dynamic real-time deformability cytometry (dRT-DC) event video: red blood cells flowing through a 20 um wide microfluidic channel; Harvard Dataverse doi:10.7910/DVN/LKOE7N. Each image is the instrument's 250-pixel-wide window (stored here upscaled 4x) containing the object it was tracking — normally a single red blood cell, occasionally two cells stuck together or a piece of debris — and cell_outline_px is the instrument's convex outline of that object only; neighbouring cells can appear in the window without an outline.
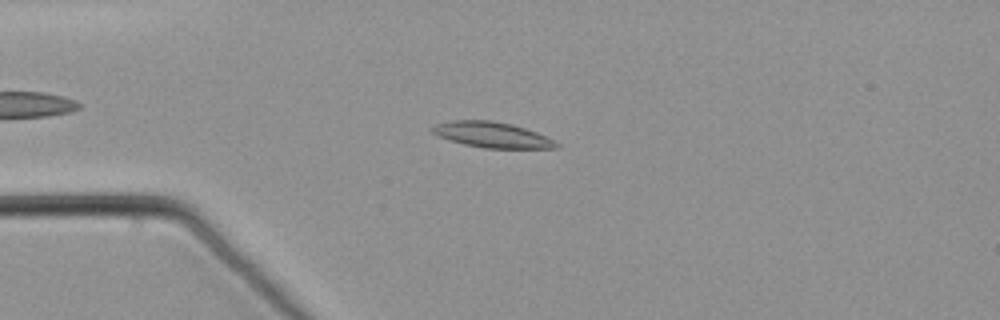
{"species": "common noctule bat (a hibernating species)", "species_latin": "Nyctalus noctula", "temperature_condition": "warm", "stored_images_in_passage": 58, "camera_frame_rate_fps": 3000, "um_per_image_px": 0.085, "animal": {"sex": "male", "body_mass_g": 21.5, "forearm_length_mm": 52.0}, "frame": {"image": 1, "passage_image": 15, "time_ms": 4.667, "image_size_px": [1000, 320], "cell_outline_px": [[560, 148], [484, 148], [464, 144], [448, 140], [432, 132], [428, 128], [436, 124], [452, 120], [492, 120], [512, 124], [536, 132], [560, 144]], "centroid_in_image_um": [41.79, 11.45], "position_along_channel_um": 43.2, "area_um2": 18.44}}
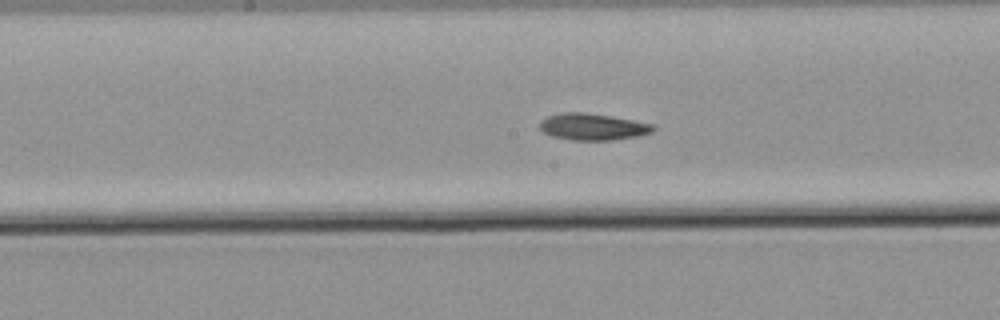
{"frame": {"image": 2, "passage_image": 30, "time_ms": 9.667, "image_size_px": [1000, 320], "cell_outline_px": [[656, 128], [652, 132], [636, 136], [612, 140], [572, 140], [552, 136], [544, 132], [540, 128], [540, 120], [548, 116], [564, 112], [584, 112], [632, 120], [652, 124]], "centroid_in_image_um": [50.36, 10.78], "position_along_channel_um": 197.8, "area_um2": 17.4}}
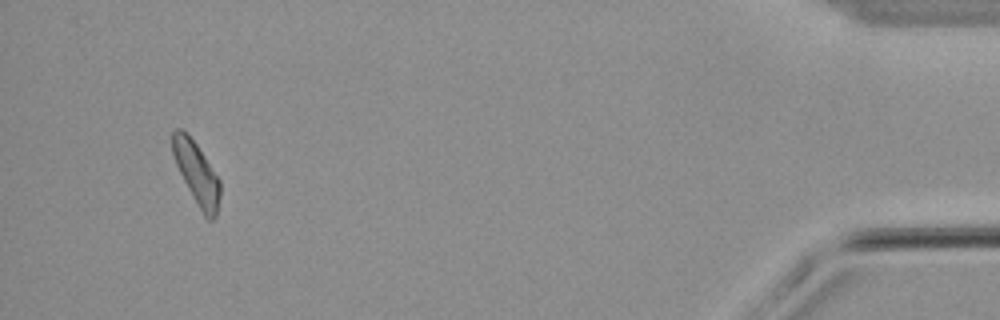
{"frame": {"image": 3, "passage_image": 55, "time_ms": 18.0, "image_size_px": [1000, 320], "cell_outline_px": [[220, 196], [216, 216], [212, 220], [208, 220], [204, 216], [192, 196], [176, 164], [172, 152], [172, 132], [176, 128], [180, 128], [196, 144], [220, 180]], "centroid_in_image_um": [16.72, 14.76], "position_along_channel_um": 418.5, "area_um2": 16.88}}